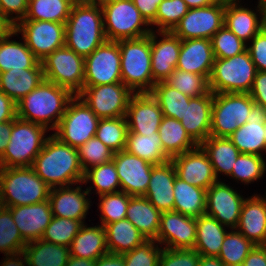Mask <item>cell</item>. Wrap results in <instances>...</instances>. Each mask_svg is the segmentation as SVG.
I'll use <instances>...</instances> for the list:
<instances>
[{"mask_svg": "<svg viewBox=\"0 0 266 266\" xmlns=\"http://www.w3.org/2000/svg\"><path fill=\"white\" fill-rule=\"evenodd\" d=\"M176 176V170L171 160L164 164L154 165L152 168L144 197L161 212L174 210L173 189Z\"/></svg>", "mask_w": 266, "mask_h": 266, "instance_id": "obj_28", "label": "cell"}, {"mask_svg": "<svg viewBox=\"0 0 266 266\" xmlns=\"http://www.w3.org/2000/svg\"><path fill=\"white\" fill-rule=\"evenodd\" d=\"M104 228L109 253L123 255L146 241L140 231L126 218L106 224Z\"/></svg>", "mask_w": 266, "mask_h": 266, "instance_id": "obj_34", "label": "cell"}, {"mask_svg": "<svg viewBox=\"0 0 266 266\" xmlns=\"http://www.w3.org/2000/svg\"><path fill=\"white\" fill-rule=\"evenodd\" d=\"M200 146L207 153L213 166L215 176L224 173L229 176L240 151L233 145L228 137H214L209 135Z\"/></svg>", "mask_w": 266, "mask_h": 266, "instance_id": "obj_35", "label": "cell"}, {"mask_svg": "<svg viewBox=\"0 0 266 266\" xmlns=\"http://www.w3.org/2000/svg\"><path fill=\"white\" fill-rule=\"evenodd\" d=\"M257 69L247 49L230 58H215L209 88L217 93H249Z\"/></svg>", "mask_w": 266, "mask_h": 266, "instance_id": "obj_7", "label": "cell"}, {"mask_svg": "<svg viewBox=\"0 0 266 266\" xmlns=\"http://www.w3.org/2000/svg\"><path fill=\"white\" fill-rule=\"evenodd\" d=\"M214 60L211 39L181 40L176 68L184 72L203 75L209 79Z\"/></svg>", "mask_w": 266, "mask_h": 266, "instance_id": "obj_26", "label": "cell"}, {"mask_svg": "<svg viewBox=\"0 0 266 266\" xmlns=\"http://www.w3.org/2000/svg\"><path fill=\"white\" fill-rule=\"evenodd\" d=\"M210 2L212 4H220L223 6H227L228 5V0H210Z\"/></svg>", "mask_w": 266, "mask_h": 266, "instance_id": "obj_71", "label": "cell"}, {"mask_svg": "<svg viewBox=\"0 0 266 266\" xmlns=\"http://www.w3.org/2000/svg\"><path fill=\"white\" fill-rule=\"evenodd\" d=\"M28 266H66L70 247L46 242L42 239L28 242L24 247Z\"/></svg>", "mask_w": 266, "mask_h": 266, "instance_id": "obj_39", "label": "cell"}, {"mask_svg": "<svg viewBox=\"0 0 266 266\" xmlns=\"http://www.w3.org/2000/svg\"><path fill=\"white\" fill-rule=\"evenodd\" d=\"M77 150L80 164L84 172L91 167L110 162L114 155V152L103 144L96 136L90 138Z\"/></svg>", "mask_w": 266, "mask_h": 266, "instance_id": "obj_52", "label": "cell"}, {"mask_svg": "<svg viewBox=\"0 0 266 266\" xmlns=\"http://www.w3.org/2000/svg\"><path fill=\"white\" fill-rule=\"evenodd\" d=\"M73 97L68 89L44 79L17 103V117L55 130Z\"/></svg>", "mask_w": 266, "mask_h": 266, "instance_id": "obj_3", "label": "cell"}, {"mask_svg": "<svg viewBox=\"0 0 266 266\" xmlns=\"http://www.w3.org/2000/svg\"><path fill=\"white\" fill-rule=\"evenodd\" d=\"M77 0H29L23 20L66 23Z\"/></svg>", "mask_w": 266, "mask_h": 266, "instance_id": "obj_41", "label": "cell"}, {"mask_svg": "<svg viewBox=\"0 0 266 266\" xmlns=\"http://www.w3.org/2000/svg\"><path fill=\"white\" fill-rule=\"evenodd\" d=\"M31 167L50 188L82 184L84 178L78 150L53 134L47 137Z\"/></svg>", "mask_w": 266, "mask_h": 266, "instance_id": "obj_1", "label": "cell"}, {"mask_svg": "<svg viewBox=\"0 0 266 266\" xmlns=\"http://www.w3.org/2000/svg\"><path fill=\"white\" fill-rule=\"evenodd\" d=\"M150 93L159 103L163 115L178 121L183 118L186 105H189L192 98L174 89L166 81L156 82Z\"/></svg>", "mask_w": 266, "mask_h": 266, "instance_id": "obj_42", "label": "cell"}, {"mask_svg": "<svg viewBox=\"0 0 266 266\" xmlns=\"http://www.w3.org/2000/svg\"><path fill=\"white\" fill-rule=\"evenodd\" d=\"M62 186L51 188L49 195V202L53 216L69 218L73 220H84L86 218L88 209H90V191L93 186L82 190L81 186Z\"/></svg>", "mask_w": 266, "mask_h": 266, "instance_id": "obj_24", "label": "cell"}, {"mask_svg": "<svg viewBox=\"0 0 266 266\" xmlns=\"http://www.w3.org/2000/svg\"><path fill=\"white\" fill-rule=\"evenodd\" d=\"M237 2L240 3L239 0H228V5L229 4H237Z\"/></svg>", "mask_w": 266, "mask_h": 266, "instance_id": "obj_72", "label": "cell"}, {"mask_svg": "<svg viewBox=\"0 0 266 266\" xmlns=\"http://www.w3.org/2000/svg\"><path fill=\"white\" fill-rule=\"evenodd\" d=\"M17 117V104L0 90V123Z\"/></svg>", "mask_w": 266, "mask_h": 266, "instance_id": "obj_60", "label": "cell"}, {"mask_svg": "<svg viewBox=\"0 0 266 266\" xmlns=\"http://www.w3.org/2000/svg\"><path fill=\"white\" fill-rule=\"evenodd\" d=\"M142 17L150 25L156 17L158 5L162 0H132Z\"/></svg>", "mask_w": 266, "mask_h": 266, "instance_id": "obj_59", "label": "cell"}, {"mask_svg": "<svg viewBox=\"0 0 266 266\" xmlns=\"http://www.w3.org/2000/svg\"><path fill=\"white\" fill-rule=\"evenodd\" d=\"M252 45H247V51L257 71H266V31L261 29L252 39Z\"/></svg>", "mask_w": 266, "mask_h": 266, "instance_id": "obj_56", "label": "cell"}, {"mask_svg": "<svg viewBox=\"0 0 266 266\" xmlns=\"http://www.w3.org/2000/svg\"><path fill=\"white\" fill-rule=\"evenodd\" d=\"M66 266H95V261L70 256Z\"/></svg>", "mask_w": 266, "mask_h": 266, "instance_id": "obj_67", "label": "cell"}, {"mask_svg": "<svg viewBox=\"0 0 266 266\" xmlns=\"http://www.w3.org/2000/svg\"><path fill=\"white\" fill-rule=\"evenodd\" d=\"M213 99L214 93L211 91L203 96L192 97L180 120L187 134L197 145L210 135Z\"/></svg>", "mask_w": 266, "mask_h": 266, "instance_id": "obj_27", "label": "cell"}, {"mask_svg": "<svg viewBox=\"0 0 266 266\" xmlns=\"http://www.w3.org/2000/svg\"><path fill=\"white\" fill-rule=\"evenodd\" d=\"M69 247L71 256L96 261L109 253L104 226L88 227L83 224Z\"/></svg>", "mask_w": 266, "mask_h": 266, "instance_id": "obj_32", "label": "cell"}, {"mask_svg": "<svg viewBox=\"0 0 266 266\" xmlns=\"http://www.w3.org/2000/svg\"><path fill=\"white\" fill-rule=\"evenodd\" d=\"M189 9L206 7L211 5L210 0H184Z\"/></svg>", "mask_w": 266, "mask_h": 266, "instance_id": "obj_68", "label": "cell"}, {"mask_svg": "<svg viewBox=\"0 0 266 266\" xmlns=\"http://www.w3.org/2000/svg\"><path fill=\"white\" fill-rule=\"evenodd\" d=\"M242 266H266V246H255L243 261Z\"/></svg>", "mask_w": 266, "mask_h": 266, "instance_id": "obj_61", "label": "cell"}, {"mask_svg": "<svg viewBox=\"0 0 266 266\" xmlns=\"http://www.w3.org/2000/svg\"><path fill=\"white\" fill-rule=\"evenodd\" d=\"M161 214L162 212L144 196H132L127 208L126 219L140 231L146 240H156Z\"/></svg>", "mask_w": 266, "mask_h": 266, "instance_id": "obj_31", "label": "cell"}, {"mask_svg": "<svg viewBox=\"0 0 266 266\" xmlns=\"http://www.w3.org/2000/svg\"><path fill=\"white\" fill-rule=\"evenodd\" d=\"M89 180L93 183L96 194L99 196L121 191L119 190L121 188L120 180L113 160L86 170L82 183L87 184Z\"/></svg>", "mask_w": 266, "mask_h": 266, "instance_id": "obj_45", "label": "cell"}, {"mask_svg": "<svg viewBox=\"0 0 266 266\" xmlns=\"http://www.w3.org/2000/svg\"><path fill=\"white\" fill-rule=\"evenodd\" d=\"M84 59L83 87L122 82L118 41H105Z\"/></svg>", "mask_w": 266, "mask_h": 266, "instance_id": "obj_13", "label": "cell"}, {"mask_svg": "<svg viewBox=\"0 0 266 266\" xmlns=\"http://www.w3.org/2000/svg\"><path fill=\"white\" fill-rule=\"evenodd\" d=\"M254 103L249 93L214 94L210 135L229 137L247 122Z\"/></svg>", "mask_w": 266, "mask_h": 266, "instance_id": "obj_9", "label": "cell"}, {"mask_svg": "<svg viewBox=\"0 0 266 266\" xmlns=\"http://www.w3.org/2000/svg\"><path fill=\"white\" fill-rule=\"evenodd\" d=\"M255 246L238 230L232 229L225 236L218 258L225 266H242L243 261Z\"/></svg>", "mask_w": 266, "mask_h": 266, "instance_id": "obj_44", "label": "cell"}, {"mask_svg": "<svg viewBox=\"0 0 266 266\" xmlns=\"http://www.w3.org/2000/svg\"><path fill=\"white\" fill-rule=\"evenodd\" d=\"M29 0H0V11L15 25L27 14ZM16 14L17 16H12Z\"/></svg>", "mask_w": 266, "mask_h": 266, "instance_id": "obj_57", "label": "cell"}, {"mask_svg": "<svg viewBox=\"0 0 266 266\" xmlns=\"http://www.w3.org/2000/svg\"><path fill=\"white\" fill-rule=\"evenodd\" d=\"M44 78L68 89L74 96L83 90L85 59L63 46L40 61Z\"/></svg>", "mask_w": 266, "mask_h": 266, "instance_id": "obj_10", "label": "cell"}, {"mask_svg": "<svg viewBox=\"0 0 266 266\" xmlns=\"http://www.w3.org/2000/svg\"><path fill=\"white\" fill-rule=\"evenodd\" d=\"M133 92L122 82L83 87L77 95L99 119L126 116Z\"/></svg>", "mask_w": 266, "mask_h": 266, "instance_id": "obj_12", "label": "cell"}, {"mask_svg": "<svg viewBox=\"0 0 266 266\" xmlns=\"http://www.w3.org/2000/svg\"><path fill=\"white\" fill-rule=\"evenodd\" d=\"M215 58H230L244 52L247 44L223 25L211 38Z\"/></svg>", "mask_w": 266, "mask_h": 266, "instance_id": "obj_53", "label": "cell"}, {"mask_svg": "<svg viewBox=\"0 0 266 266\" xmlns=\"http://www.w3.org/2000/svg\"><path fill=\"white\" fill-rule=\"evenodd\" d=\"M99 209L102 215L101 225L105 226L113 222L125 219L127 216V208L129 205L130 196L129 194L120 191L115 193H109L100 195Z\"/></svg>", "mask_w": 266, "mask_h": 266, "instance_id": "obj_50", "label": "cell"}, {"mask_svg": "<svg viewBox=\"0 0 266 266\" xmlns=\"http://www.w3.org/2000/svg\"><path fill=\"white\" fill-rule=\"evenodd\" d=\"M247 122L237 128L228 138L240 153L261 155L266 151L265 122L266 108L254 103Z\"/></svg>", "mask_w": 266, "mask_h": 266, "instance_id": "obj_22", "label": "cell"}, {"mask_svg": "<svg viewBox=\"0 0 266 266\" xmlns=\"http://www.w3.org/2000/svg\"><path fill=\"white\" fill-rule=\"evenodd\" d=\"M7 208L11 211L13 221L27 243L41 239L53 217L49 200Z\"/></svg>", "mask_w": 266, "mask_h": 266, "instance_id": "obj_23", "label": "cell"}, {"mask_svg": "<svg viewBox=\"0 0 266 266\" xmlns=\"http://www.w3.org/2000/svg\"><path fill=\"white\" fill-rule=\"evenodd\" d=\"M200 254L194 249L164 248L158 266H198Z\"/></svg>", "mask_w": 266, "mask_h": 266, "instance_id": "obj_55", "label": "cell"}, {"mask_svg": "<svg viewBox=\"0 0 266 266\" xmlns=\"http://www.w3.org/2000/svg\"><path fill=\"white\" fill-rule=\"evenodd\" d=\"M174 89L190 97H199L210 92L209 79L203 75L175 69L165 80Z\"/></svg>", "mask_w": 266, "mask_h": 266, "instance_id": "obj_48", "label": "cell"}, {"mask_svg": "<svg viewBox=\"0 0 266 266\" xmlns=\"http://www.w3.org/2000/svg\"><path fill=\"white\" fill-rule=\"evenodd\" d=\"M90 3L96 4L98 6H103L104 4L108 2H112L114 0H88Z\"/></svg>", "mask_w": 266, "mask_h": 266, "instance_id": "obj_70", "label": "cell"}, {"mask_svg": "<svg viewBox=\"0 0 266 266\" xmlns=\"http://www.w3.org/2000/svg\"><path fill=\"white\" fill-rule=\"evenodd\" d=\"M164 248L193 249L196 242V218L177 211L162 212L155 240Z\"/></svg>", "mask_w": 266, "mask_h": 266, "instance_id": "obj_18", "label": "cell"}, {"mask_svg": "<svg viewBox=\"0 0 266 266\" xmlns=\"http://www.w3.org/2000/svg\"><path fill=\"white\" fill-rule=\"evenodd\" d=\"M224 11L220 4L189 9L171 32L181 40L211 39L224 25Z\"/></svg>", "mask_w": 266, "mask_h": 266, "instance_id": "obj_15", "label": "cell"}, {"mask_svg": "<svg viewBox=\"0 0 266 266\" xmlns=\"http://www.w3.org/2000/svg\"><path fill=\"white\" fill-rule=\"evenodd\" d=\"M162 36L158 39L157 36ZM151 31V70L155 82L165 81L176 69L181 39L171 31Z\"/></svg>", "mask_w": 266, "mask_h": 266, "instance_id": "obj_21", "label": "cell"}, {"mask_svg": "<svg viewBox=\"0 0 266 266\" xmlns=\"http://www.w3.org/2000/svg\"><path fill=\"white\" fill-rule=\"evenodd\" d=\"M128 125L126 117L99 119L96 137L114 153L125 149Z\"/></svg>", "mask_w": 266, "mask_h": 266, "instance_id": "obj_43", "label": "cell"}, {"mask_svg": "<svg viewBox=\"0 0 266 266\" xmlns=\"http://www.w3.org/2000/svg\"><path fill=\"white\" fill-rule=\"evenodd\" d=\"M1 263L2 264L0 266H28V260L23 251L11 255H6L4 261Z\"/></svg>", "mask_w": 266, "mask_h": 266, "instance_id": "obj_64", "label": "cell"}, {"mask_svg": "<svg viewBox=\"0 0 266 266\" xmlns=\"http://www.w3.org/2000/svg\"><path fill=\"white\" fill-rule=\"evenodd\" d=\"M155 240H146L133 250L124 253L125 266H158L163 248H159ZM156 246V247H155Z\"/></svg>", "mask_w": 266, "mask_h": 266, "instance_id": "obj_54", "label": "cell"}, {"mask_svg": "<svg viewBox=\"0 0 266 266\" xmlns=\"http://www.w3.org/2000/svg\"><path fill=\"white\" fill-rule=\"evenodd\" d=\"M122 83L133 93H150L156 82L151 70V33L137 39L118 40Z\"/></svg>", "mask_w": 266, "mask_h": 266, "instance_id": "obj_5", "label": "cell"}, {"mask_svg": "<svg viewBox=\"0 0 266 266\" xmlns=\"http://www.w3.org/2000/svg\"><path fill=\"white\" fill-rule=\"evenodd\" d=\"M158 134L162 142L164 154L169 159L198 146L187 134L181 122L172 117H163Z\"/></svg>", "mask_w": 266, "mask_h": 266, "instance_id": "obj_36", "label": "cell"}, {"mask_svg": "<svg viewBox=\"0 0 266 266\" xmlns=\"http://www.w3.org/2000/svg\"><path fill=\"white\" fill-rule=\"evenodd\" d=\"M104 31L108 41L137 39L147 36L153 29L142 17L132 0H114L101 6ZM142 26H147L143 28Z\"/></svg>", "mask_w": 266, "mask_h": 266, "instance_id": "obj_8", "label": "cell"}, {"mask_svg": "<svg viewBox=\"0 0 266 266\" xmlns=\"http://www.w3.org/2000/svg\"><path fill=\"white\" fill-rule=\"evenodd\" d=\"M112 160L120 180V190L130 196H144L154 164L125 150L114 153Z\"/></svg>", "mask_w": 266, "mask_h": 266, "instance_id": "obj_17", "label": "cell"}, {"mask_svg": "<svg viewBox=\"0 0 266 266\" xmlns=\"http://www.w3.org/2000/svg\"><path fill=\"white\" fill-rule=\"evenodd\" d=\"M15 31V24L0 11V41Z\"/></svg>", "mask_w": 266, "mask_h": 266, "instance_id": "obj_65", "label": "cell"}, {"mask_svg": "<svg viewBox=\"0 0 266 266\" xmlns=\"http://www.w3.org/2000/svg\"><path fill=\"white\" fill-rule=\"evenodd\" d=\"M188 10L184 0H162L158 5L155 20L150 26H158L159 32L172 31Z\"/></svg>", "mask_w": 266, "mask_h": 266, "instance_id": "obj_51", "label": "cell"}, {"mask_svg": "<svg viewBox=\"0 0 266 266\" xmlns=\"http://www.w3.org/2000/svg\"><path fill=\"white\" fill-rule=\"evenodd\" d=\"M13 35H18L14 31L10 36L0 41V73L11 69L35 68L40 61L24 42L9 40Z\"/></svg>", "mask_w": 266, "mask_h": 266, "instance_id": "obj_38", "label": "cell"}, {"mask_svg": "<svg viewBox=\"0 0 266 266\" xmlns=\"http://www.w3.org/2000/svg\"><path fill=\"white\" fill-rule=\"evenodd\" d=\"M178 178L190 185L208 189L218 181L207 153L198 145L170 159Z\"/></svg>", "mask_w": 266, "mask_h": 266, "instance_id": "obj_19", "label": "cell"}, {"mask_svg": "<svg viewBox=\"0 0 266 266\" xmlns=\"http://www.w3.org/2000/svg\"><path fill=\"white\" fill-rule=\"evenodd\" d=\"M173 195L174 211L197 218L206 211V189L190 185L176 176Z\"/></svg>", "mask_w": 266, "mask_h": 266, "instance_id": "obj_37", "label": "cell"}, {"mask_svg": "<svg viewBox=\"0 0 266 266\" xmlns=\"http://www.w3.org/2000/svg\"><path fill=\"white\" fill-rule=\"evenodd\" d=\"M198 266H225V265L218 257L200 256Z\"/></svg>", "mask_w": 266, "mask_h": 266, "instance_id": "obj_66", "label": "cell"}, {"mask_svg": "<svg viewBox=\"0 0 266 266\" xmlns=\"http://www.w3.org/2000/svg\"><path fill=\"white\" fill-rule=\"evenodd\" d=\"M45 126L16 117L8 146L0 158L1 168L30 167L47 139Z\"/></svg>", "mask_w": 266, "mask_h": 266, "instance_id": "obj_6", "label": "cell"}, {"mask_svg": "<svg viewBox=\"0 0 266 266\" xmlns=\"http://www.w3.org/2000/svg\"><path fill=\"white\" fill-rule=\"evenodd\" d=\"M44 79L41 62L35 68L11 69L0 73V90L17 104Z\"/></svg>", "mask_w": 266, "mask_h": 266, "instance_id": "obj_29", "label": "cell"}, {"mask_svg": "<svg viewBox=\"0 0 266 266\" xmlns=\"http://www.w3.org/2000/svg\"><path fill=\"white\" fill-rule=\"evenodd\" d=\"M84 221L53 216L41 239L49 243L69 247L73 238L85 223Z\"/></svg>", "mask_w": 266, "mask_h": 266, "instance_id": "obj_47", "label": "cell"}, {"mask_svg": "<svg viewBox=\"0 0 266 266\" xmlns=\"http://www.w3.org/2000/svg\"><path fill=\"white\" fill-rule=\"evenodd\" d=\"M265 159L256 154L240 153L229 175L236 181L249 184L260 179L266 171Z\"/></svg>", "mask_w": 266, "mask_h": 266, "instance_id": "obj_49", "label": "cell"}, {"mask_svg": "<svg viewBox=\"0 0 266 266\" xmlns=\"http://www.w3.org/2000/svg\"><path fill=\"white\" fill-rule=\"evenodd\" d=\"M257 12L237 4L225 6L224 25L244 43L251 40L262 29V9L260 3ZM258 16H260L258 18Z\"/></svg>", "mask_w": 266, "mask_h": 266, "instance_id": "obj_30", "label": "cell"}, {"mask_svg": "<svg viewBox=\"0 0 266 266\" xmlns=\"http://www.w3.org/2000/svg\"><path fill=\"white\" fill-rule=\"evenodd\" d=\"M215 218L203 214L196 218V242L194 250L201 256L218 257L228 231Z\"/></svg>", "mask_w": 266, "mask_h": 266, "instance_id": "obj_33", "label": "cell"}, {"mask_svg": "<svg viewBox=\"0 0 266 266\" xmlns=\"http://www.w3.org/2000/svg\"><path fill=\"white\" fill-rule=\"evenodd\" d=\"M15 31L22 33V40L39 61L65 46V23L21 20Z\"/></svg>", "mask_w": 266, "mask_h": 266, "instance_id": "obj_14", "label": "cell"}, {"mask_svg": "<svg viewBox=\"0 0 266 266\" xmlns=\"http://www.w3.org/2000/svg\"><path fill=\"white\" fill-rule=\"evenodd\" d=\"M27 242L13 221L11 211L0 206V252L6 255L22 252Z\"/></svg>", "mask_w": 266, "mask_h": 266, "instance_id": "obj_46", "label": "cell"}, {"mask_svg": "<svg viewBox=\"0 0 266 266\" xmlns=\"http://www.w3.org/2000/svg\"><path fill=\"white\" fill-rule=\"evenodd\" d=\"M264 135H265V140H266V122H265V133H264Z\"/></svg>", "mask_w": 266, "mask_h": 266, "instance_id": "obj_73", "label": "cell"}, {"mask_svg": "<svg viewBox=\"0 0 266 266\" xmlns=\"http://www.w3.org/2000/svg\"><path fill=\"white\" fill-rule=\"evenodd\" d=\"M99 118L75 95L68 103L54 136L62 143L78 149L96 135Z\"/></svg>", "mask_w": 266, "mask_h": 266, "instance_id": "obj_11", "label": "cell"}, {"mask_svg": "<svg viewBox=\"0 0 266 266\" xmlns=\"http://www.w3.org/2000/svg\"><path fill=\"white\" fill-rule=\"evenodd\" d=\"M249 94L256 104L266 108V71H257Z\"/></svg>", "mask_w": 266, "mask_h": 266, "instance_id": "obj_58", "label": "cell"}, {"mask_svg": "<svg viewBox=\"0 0 266 266\" xmlns=\"http://www.w3.org/2000/svg\"><path fill=\"white\" fill-rule=\"evenodd\" d=\"M244 201L231 186L218 180L206 190L205 214L226 227L236 229Z\"/></svg>", "mask_w": 266, "mask_h": 266, "instance_id": "obj_16", "label": "cell"}, {"mask_svg": "<svg viewBox=\"0 0 266 266\" xmlns=\"http://www.w3.org/2000/svg\"><path fill=\"white\" fill-rule=\"evenodd\" d=\"M51 188L30 167H0V206L15 207L47 201Z\"/></svg>", "mask_w": 266, "mask_h": 266, "instance_id": "obj_4", "label": "cell"}, {"mask_svg": "<svg viewBox=\"0 0 266 266\" xmlns=\"http://www.w3.org/2000/svg\"><path fill=\"white\" fill-rule=\"evenodd\" d=\"M125 117L128 132L149 135L158 132L164 115L151 93H134Z\"/></svg>", "mask_w": 266, "mask_h": 266, "instance_id": "obj_20", "label": "cell"}, {"mask_svg": "<svg viewBox=\"0 0 266 266\" xmlns=\"http://www.w3.org/2000/svg\"><path fill=\"white\" fill-rule=\"evenodd\" d=\"M95 266H125L122 255L107 253L95 261Z\"/></svg>", "mask_w": 266, "mask_h": 266, "instance_id": "obj_63", "label": "cell"}, {"mask_svg": "<svg viewBox=\"0 0 266 266\" xmlns=\"http://www.w3.org/2000/svg\"><path fill=\"white\" fill-rule=\"evenodd\" d=\"M124 150L154 165L164 164L170 160L164 154L158 132L149 135L128 132Z\"/></svg>", "mask_w": 266, "mask_h": 266, "instance_id": "obj_40", "label": "cell"}, {"mask_svg": "<svg viewBox=\"0 0 266 266\" xmlns=\"http://www.w3.org/2000/svg\"><path fill=\"white\" fill-rule=\"evenodd\" d=\"M262 9V29L266 31V1L260 3Z\"/></svg>", "mask_w": 266, "mask_h": 266, "instance_id": "obj_69", "label": "cell"}, {"mask_svg": "<svg viewBox=\"0 0 266 266\" xmlns=\"http://www.w3.org/2000/svg\"><path fill=\"white\" fill-rule=\"evenodd\" d=\"M13 120L0 123V158L5 152L12 132Z\"/></svg>", "mask_w": 266, "mask_h": 266, "instance_id": "obj_62", "label": "cell"}, {"mask_svg": "<svg viewBox=\"0 0 266 266\" xmlns=\"http://www.w3.org/2000/svg\"><path fill=\"white\" fill-rule=\"evenodd\" d=\"M105 41L101 6L77 0L65 23V46L85 58Z\"/></svg>", "mask_w": 266, "mask_h": 266, "instance_id": "obj_2", "label": "cell"}, {"mask_svg": "<svg viewBox=\"0 0 266 266\" xmlns=\"http://www.w3.org/2000/svg\"><path fill=\"white\" fill-rule=\"evenodd\" d=\"M235 230L256 246H266V196L246 198Z\"/></svg>", "mask_w": 266, "mask_h": 266, "instance_id": "obj_25", "label": "cell"}]
</instances>
